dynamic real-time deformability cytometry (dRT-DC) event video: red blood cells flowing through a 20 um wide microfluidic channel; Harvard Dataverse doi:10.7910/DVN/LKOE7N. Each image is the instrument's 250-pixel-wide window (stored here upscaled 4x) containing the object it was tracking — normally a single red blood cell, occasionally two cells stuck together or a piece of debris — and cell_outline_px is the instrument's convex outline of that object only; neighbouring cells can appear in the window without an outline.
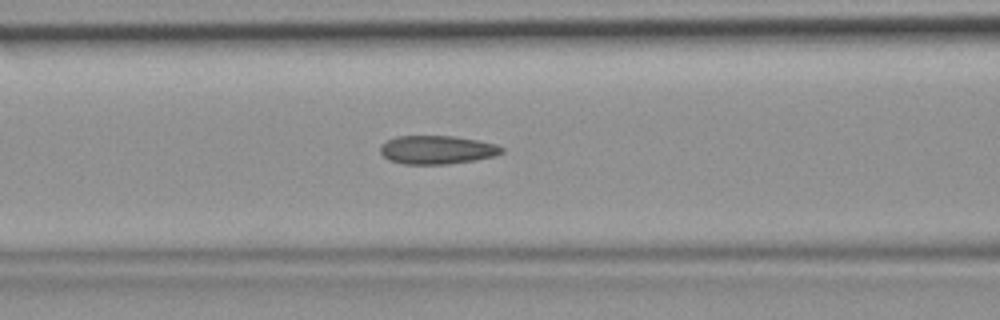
{"species": "common noctule bat (a hibernating species)", "species_latin": "Nyctalus noctula", "temperature_condition": "room temperature", "stored_images_in_passage": 47, "segment_of_instrument_passage": [1, 2], "camera_frame_rate_fps": 3000, "um_per_image_px": 0.085, "animal": {"sex": "female", "body_mass_g": 19.9}, "frame": {"image": 1, "passage_image": 19, "time_ms": 6.0, "image_size_px": [1000, 320], "cell_outline_px": [[504, 152], [496, 156], [476, 160], [448, 164], [404, 164], [388, 160], [380, 152], [380, 144], [396, 136], [452, 136], [476, 140], [496, 144], [504, 148]], "centroid_in_image_um": [37.15, 12.74], "position_along_channel_um": 129.4, "area_um2": 20.29}}
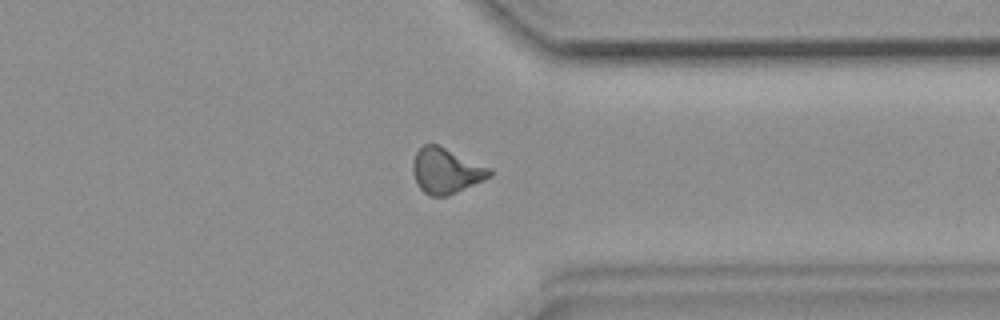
{"frame": {"image": 2, "passage_image": 36, "time_ms": 11.667, "image_size_px": [1000, 320], "cell_outline_px": [[492, 172], [488, 176], [448, 196], [428, 196], [416, 184], [412, 172], [412, 164], [416, 152], [424, 144], [436, 144], [492, 168]], "centroid_in_image_um": [37.85, 14.51], "position_along_channel_um": 373.5, "area_um2": 20.0}}
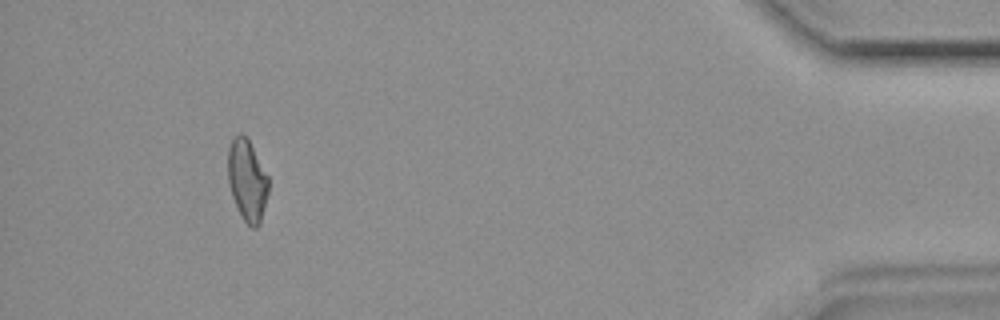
{"frame": {"image": 3, "passage_image": 43, "time_ms": 14.0, "image_size_px": [1000, 320], "cell_outline_px": [[268, 192], [260, 224], [256, 228], [252, 228], [240, 216], [232, 196], [228, 184], [228, 148], [232, 136], [240, 132], [248, 136], [268, 176]], "centroid_in_image_um": [21.0, 15.27], "position_along_channel_um": 414.2, "area_um2": 19.65}}